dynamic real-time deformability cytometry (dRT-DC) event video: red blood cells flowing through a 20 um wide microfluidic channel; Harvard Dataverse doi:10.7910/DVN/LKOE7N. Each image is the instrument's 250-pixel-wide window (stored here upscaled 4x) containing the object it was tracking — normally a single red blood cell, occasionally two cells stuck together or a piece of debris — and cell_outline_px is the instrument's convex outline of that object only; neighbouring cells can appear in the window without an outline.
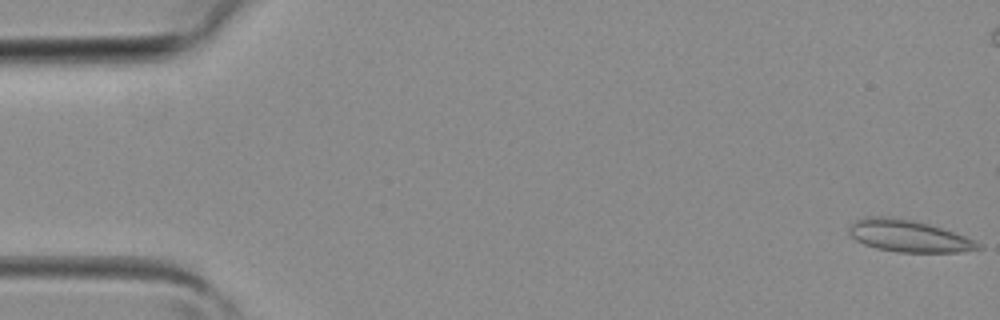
{"species": "common noctule bat (a hibernating species)", "species_latin": "Nyctalus noctula", "temperature_condition": "room temperature", "stored_images_in_passage": 5, "camera_frame_rate_fps": 3000, "um_per_image_px": 0.085, "animal": {"sex": "female", "body_mass_g": 19.3, "forearm_length_mm": 54.1}, "frame": {"image": 1, "passage_image": 1, "time_ms": 0.0, "image_size_px": [1000, 320], "cell_outline_px": [[984, 248], [960, 252], [896, 252], [876, 248], [864, 244], [856, 240], [848, 232], [848, 228], [856, 220], [864, 216], [888, 216], [912, 220], [928, 224], [976, 240], [984, 244]], "centroid_in_image_um": [77.24, 20.06], "position_along_channel_um": 7.8, "area_um2": 24.04}}
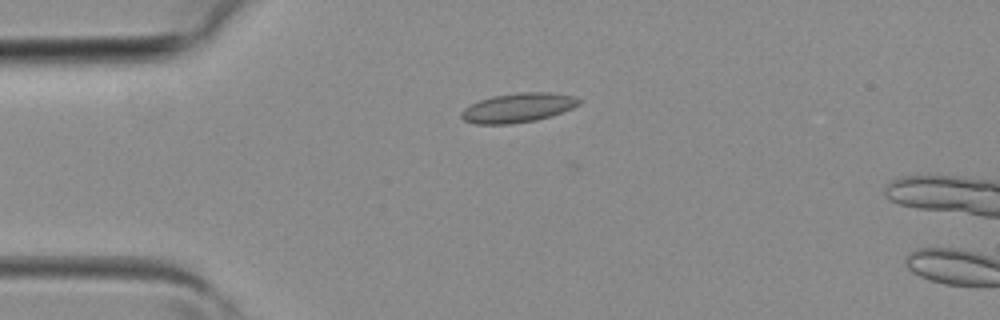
{"frame": {"image": 2, "passage_image": 5, "time_ms": 1.333, "image_size_px": [1000, 320], "cell_outline_px": [[580, 104], [572, 108], [552, 116], [536, 120], [508, 124], [476, 124], [464, 120], [460, 116], [460, 112], [464, 108], [480, 100], [492, 96], [520, 92], [552, 92], [576, 96], [580, 100]], "centroid_in_image_um": [44.04, 9.15], "position_along_channel_um": 41.0, "area_um2": 20.17}}